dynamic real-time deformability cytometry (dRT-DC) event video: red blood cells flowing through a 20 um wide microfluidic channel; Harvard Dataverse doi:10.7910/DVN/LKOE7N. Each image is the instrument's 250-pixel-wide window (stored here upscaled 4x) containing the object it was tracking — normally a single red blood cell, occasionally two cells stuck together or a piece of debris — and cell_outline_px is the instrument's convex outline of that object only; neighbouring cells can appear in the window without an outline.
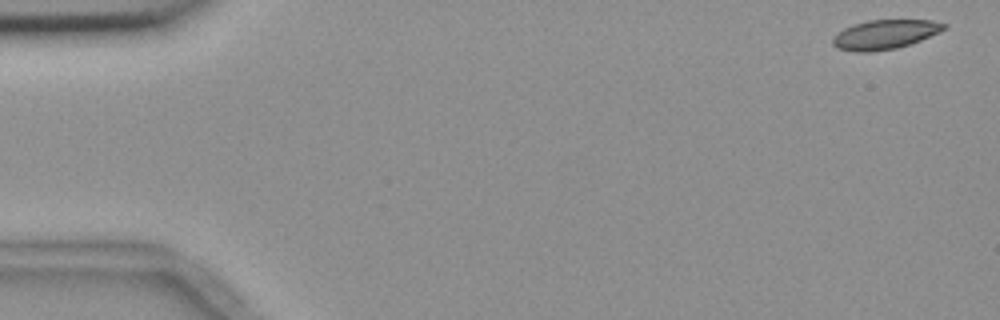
{"species": "common noctule bat (a hibernating species)", "species_latin": "Nyctalus noctula", "temperature_condition": "room temperature", "stored_images_in_passage": 54, "camera_frame_rate_fps": 3000, "um_per_image_px": 0.085, "animal": {"sex": "female", "body_mass_g": 18.4}, "frame": {"image": 1, "passage_image": 1, "time_ms": 0.0, "image_size_px": [1000, 320], "cell_outline_px": [[948, 24], [940, 32], [920, 40], [896, 48], [872, 52], [856, 52], [836, 48], [832, 44], [832, 36], [844, 28], [852, 24], [868, 20], [932, 20]], "centroid_in_image_um": [75.17, 2.93], "position_along_channel_um": 9.8, "area_um2": 19.07}}
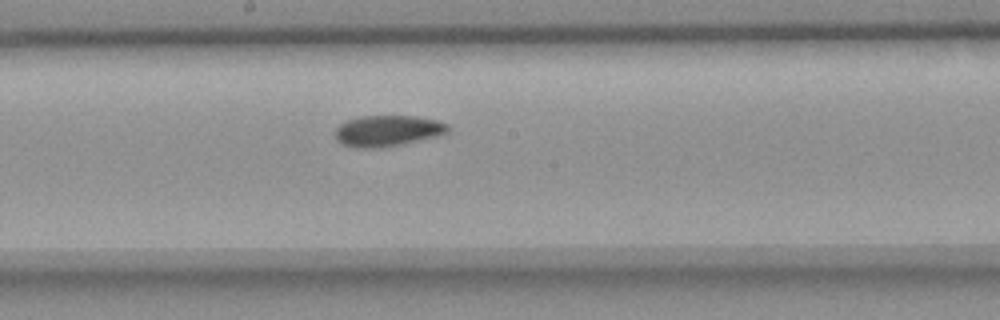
{"frame": {"image": 2, "passage_image": 29, "time_ms": 9.333, "image_size_px": [1000, 320], "cell_outline_px": [[448, 132], [436, 136], [404, 144], [380, 148], [356, 148], [340, 144], [336, 140], [336, 128], [340, 124], [348, 120], [360, 116], [416, 116], [436, 120], [448, 124]], "centroid_in_image_um": [32.92, 11.13], "position_along_channel_um": 215.3, "area_um2": 20.46}}
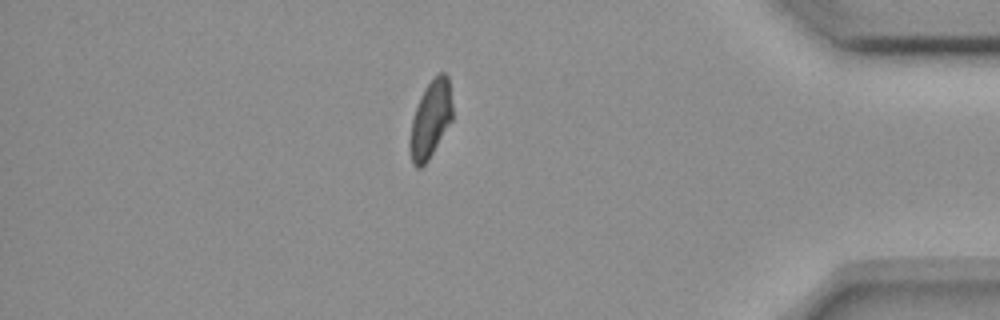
{"frame": {"image": 3, "passage_image": 47, "time_ms": 15.333, "image_size_px": [1000, 320], "cell_outline_px": [[452, 120], [428, 160], [420, 168], [416, 168], [412, 164], [408, 148], [408, 140], [412, 120], [420, 96], [424, 88], [436, 72], [444, 72], [448, 76], [452, 104]], "centroid_in_image_um": [36.57, 10.13], "position_along_channel_um": 398.6, "area_um2": 19.42}}